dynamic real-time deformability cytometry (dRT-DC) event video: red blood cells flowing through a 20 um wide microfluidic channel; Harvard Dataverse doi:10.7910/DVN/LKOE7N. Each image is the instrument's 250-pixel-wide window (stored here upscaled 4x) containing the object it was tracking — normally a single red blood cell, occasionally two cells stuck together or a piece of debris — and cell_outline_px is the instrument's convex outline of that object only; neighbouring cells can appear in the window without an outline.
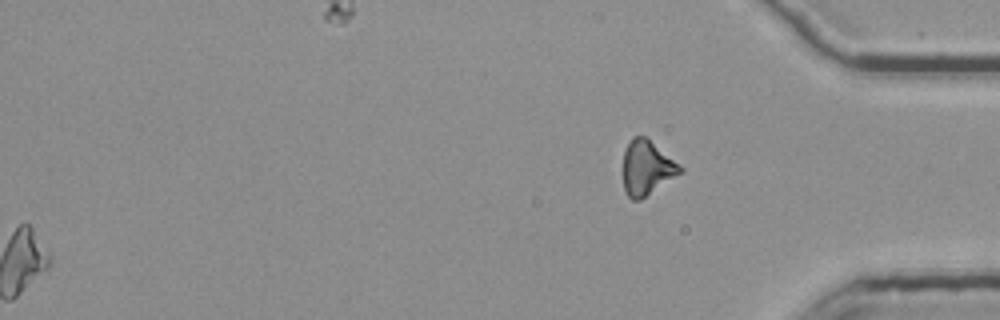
{"species": "common noctule bat (a hibernating species)", "species_latin": "Nyctalus noctula", "temperature_condition": "room temperature", "stored_images_in_passage": 55, "segment_of_instrument_passage": [3, 3], "camera_frame_rate_fps": 3000, "um_per_image_px": 0.085, "animal": {"sex": "female", "body_mass_g": 25.1}, "frame": {"image": 1, "passage_image": 55, "time_ms": 18.0, "image_size_px": [1000, 320], "cell_outline_px": [[684, 172], [640, 200], [632, 200], [628, 196], [624, 188], [624, 152], [632, 136], [644, 136], [684, 168]], "centroid_in_image_um": [55.0, 14.29], "position_along_channel_um": 380.2, "area_um2": 17.92}}